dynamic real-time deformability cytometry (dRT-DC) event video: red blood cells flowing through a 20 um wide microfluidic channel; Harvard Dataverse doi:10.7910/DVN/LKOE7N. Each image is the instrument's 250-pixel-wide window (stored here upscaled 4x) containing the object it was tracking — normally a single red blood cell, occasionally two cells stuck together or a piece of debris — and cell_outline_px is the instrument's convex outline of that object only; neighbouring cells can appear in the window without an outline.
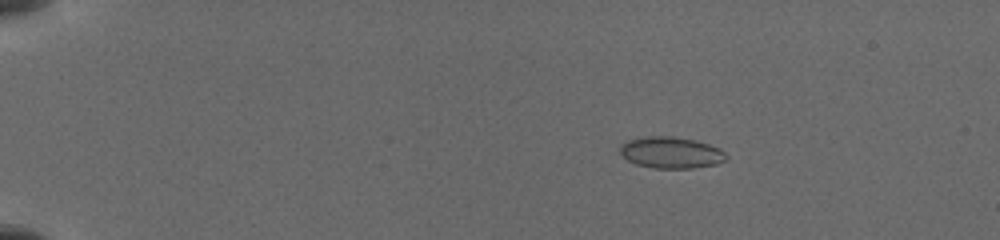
{"species": "common noctule bat (a hibernating species)", "species_latin": "Nyctalus noctula", "temperature_condition": "cold", "stored_images_in_passage": 8, "camera_frame_rate_fps": 3000, "um_per_image_px": 0.085, "animal": {"sex": "female", "body_mass_g": 19.5, "forearm_length_mm": 54.1}, "frame": {"image": 1, "passage_image": 4, "time_ms": 3.333, "image_size_px": [1000, 240], "cell_outline_px": [[728, 160], [716, 164], [692, 168], [652, 168], [636, 164], [628, 160], [620, 152], [620, 144], [628, 140], [644, 136], [672, 136], [696, 140], [720, 148], [728, 156]], "centroid_in_image_um": [57.05, 12.96], "position_along_channel_um": 27.9, "area_um2": 19.59}}
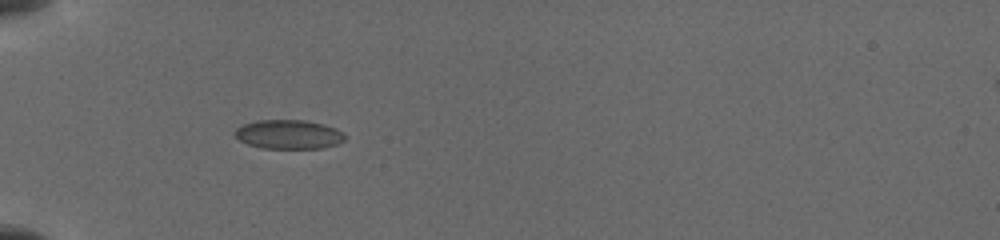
{"frame": {"image": 2, "passage_image": 7, "time_ms": 6.333, "image_size_px": [1000, 240], "cell_outline_px": [[344, 140], [336, 144], [320, 148], [260, 148], [248, 144], [240, 140], [232, 132], [240, 124], [256, 120], [304, 120], [324, 124], [336, 128], [344, 132]], "centroid_in_image_um": [24.49, 11.41], "position_along_channel_um": 60.5, "area_um2": 18.79}}